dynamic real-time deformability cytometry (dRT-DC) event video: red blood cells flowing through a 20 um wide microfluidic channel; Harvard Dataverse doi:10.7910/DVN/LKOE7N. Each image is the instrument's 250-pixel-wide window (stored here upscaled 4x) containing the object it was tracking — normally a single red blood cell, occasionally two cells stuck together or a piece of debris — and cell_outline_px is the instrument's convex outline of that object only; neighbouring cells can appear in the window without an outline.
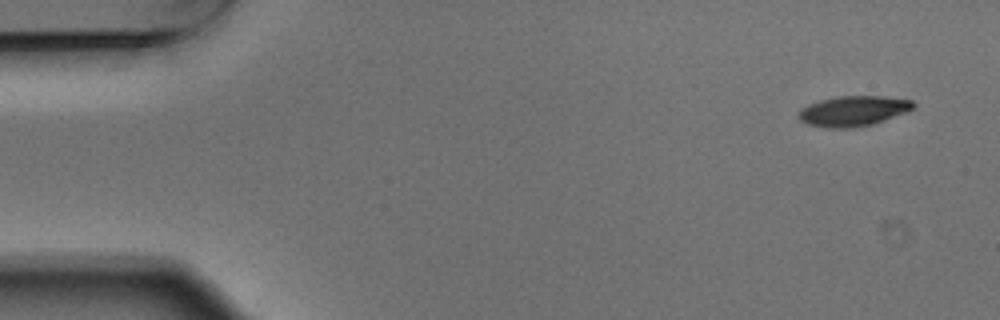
{"species": "Egyptian fruit bat (a non-hibernating species)", "species_latin": "Rousettus aegyptiacus", "temperature_condition": "warm", "stored_images_in_passage": 5, "camera_frame_rate_fps": 3000, "um_per_image_px": 0.085, "animal": {"sex": "male"}, "frame": {"image": 1, "passage_image": 1, "time_ms": 0.0, "image_size_px": [1000, 320], "cell_outline_px": [[916, 108], [884, 120], [872, 124], [848, 128], [828, 128], [808, 124], [800, 120], [796, 116], [800, 108], [808, 104], [820, 100], [836, 96], [884, 96], [912, 100], [916, 104]], "centroid_in_image_um": [72.51, 9.42], "position_along_channel_um": 12.5, "area_um2": 20.35}}